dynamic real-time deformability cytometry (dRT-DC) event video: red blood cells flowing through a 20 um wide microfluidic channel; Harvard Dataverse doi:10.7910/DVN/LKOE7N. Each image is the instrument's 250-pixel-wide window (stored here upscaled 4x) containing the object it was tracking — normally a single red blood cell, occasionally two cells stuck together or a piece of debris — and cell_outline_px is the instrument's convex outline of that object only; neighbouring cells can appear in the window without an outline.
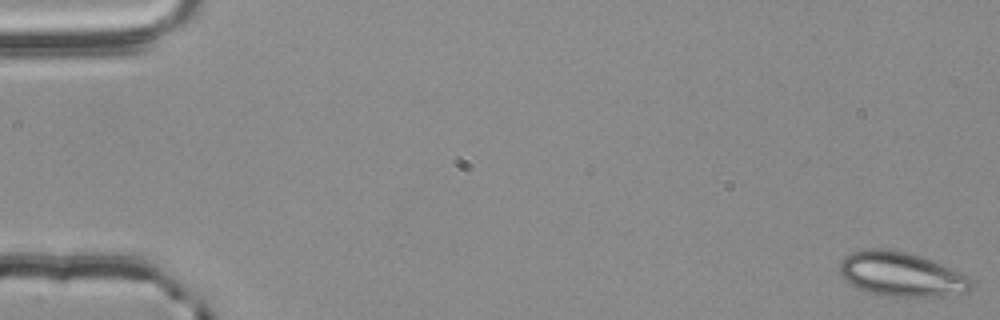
{"species": "common noctule bat (a hibernating species)", "species_latin": "Nyctalus noctula", "temperature_condition": "room temperature", "stored_images_in_passage": 55, "camera_frame_rate_fps": 3000, "um_per_image_px": 0.085, "animal": {"sex": "male", "body_mass_g": 20.4}, "frame": {"image": 1, "passage_image": 1, "time_ms": 0.0, "image_size_px": [1000, 320], "cell_outline_px": [[976, 284], [968, 292], [940, 296], [876, 296], [856, 288], [844, 280], [840, 276], [840, 260], [844, 256], [852, 252], [864, 248], [888, 248], [908, 252], [932, 260], [972, 280]], "centroid_in_image_um": [76.53, 23.31], "position_along_channel_um": 8.5, "area_um2": 34.33}}
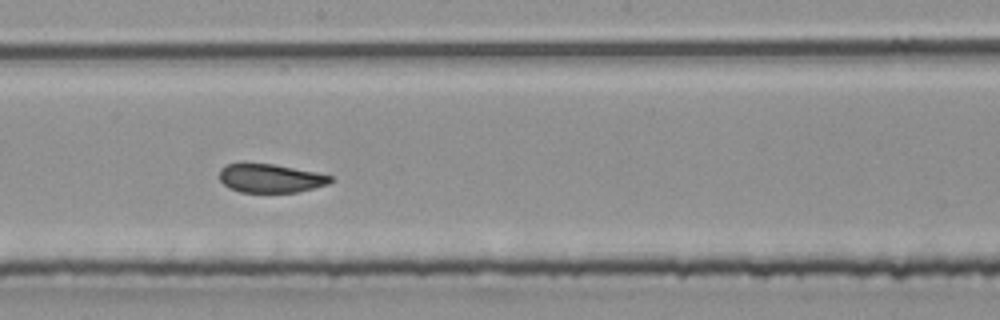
{"frame": {"image": 2, "passage_image": 31, "time_ms": 10.0, "image_size_px": [1000, 320], "cell_outline_px": [[336, 176], [328, 184], [296, 192], [240, 192], [228, 188], [220, 180], [220, 168], [224, 164], [240, 160], [244, 160], [276, 164]], "centroid_in_image_um": [22.92, 15.09], "position_along_channel_um": 225.3, "area_um2": 19.36}}
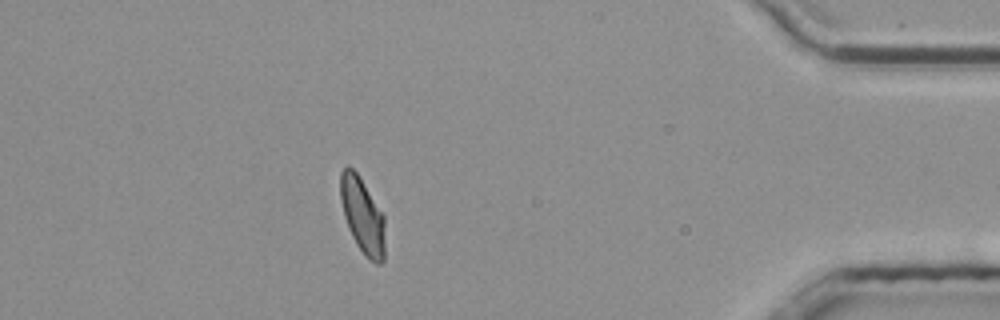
{"frame": {"image": 3, "passage_image": 49, "time_ms": 16.0, "image_size_px": [1000, 320], "cell_outline_px": [[384, 260], [380, 264], [376, 264], [368, 260], [364, 256], [356, 244], [348, 228], [344, 216], [340, 200], [340, 172], [348, 164], [356, 172], [384, 216]], "centroid_in_image_um": [30.79, 18.36], "position_along_channel_um": 404.4, "area_um2": 19.65}, "authors_computed_cell_mechanics": {"area_um2": 19.9988, "velocity_mm_per_s": 3.7991, "shape_relaxation_time_tau1_ms": 5.0679, "shape_relaxation_time_tau2_ms": 0.7613, "deformation_change_tau1": 0.1069, "deformation_change_tau2": 0.0576}}